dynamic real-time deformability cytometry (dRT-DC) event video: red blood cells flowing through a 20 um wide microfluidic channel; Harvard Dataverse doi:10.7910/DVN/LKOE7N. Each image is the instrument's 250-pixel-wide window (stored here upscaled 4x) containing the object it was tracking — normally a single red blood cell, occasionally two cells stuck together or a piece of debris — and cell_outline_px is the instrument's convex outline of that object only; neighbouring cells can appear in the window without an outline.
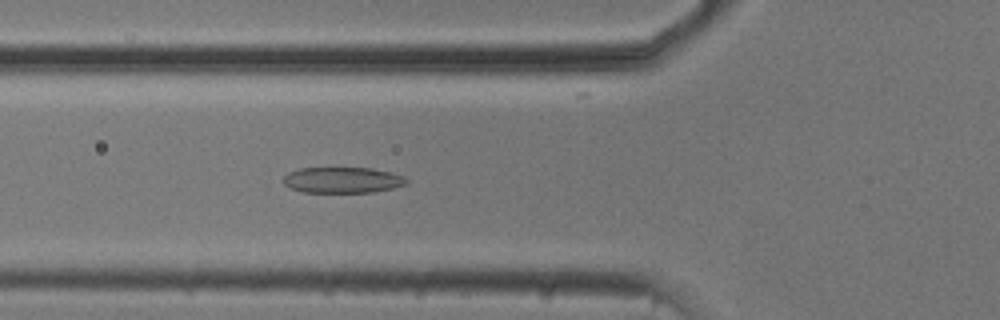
{"species": "common noctule bat (a hibernating species)", "species_latin": "Nyctalus noctula", "temperature_condition": "cold", "stored_images_in_passage": 53, "camera_frame_rate_fps": 3000, "um_per_image_px": 0.085, "animal": {"sex": "male", "body_mass_g": 20.5, "forearm_length_mm": 52.5}, "frame": {"image": 1, "passage_image": 19, "time_ms": 6.0, "image_size_px": [1000, 320], "cell_outline_px": [[408, 184], [392, 188], [372, 192], [300, 192], [288, 188], [284, 184], [284, 176], [288, 172], [300, 168], [372, 168], [392, 172], [404, 176], [408, 180]], "centroid_in_image_um": [29.11, 15.3], "position_along_channel_um": 96.7, "area_um2": 18.73}}
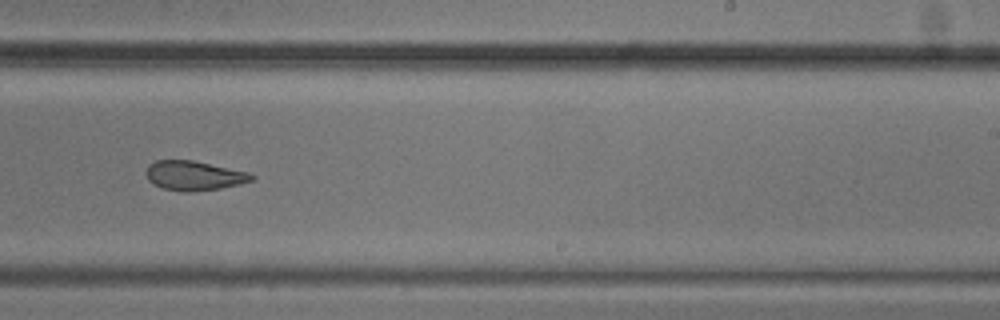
{"frame": {"image": 2, "passage_image": 33, "time_ms": 10.667, "image_size_px": [1000, 320], "cell_outline_px": [[256, 180], [240, 184], [220, 188], [188, 192], [184, 192], [164, 188], [152, 184], [148, 180], [144, 172], [148, 164], [156, 160], [192, 160], [248, 172], [256, 176]], "centroid_in_image_um": [16.48, 14.92], "position_along_channel_um": 272.5, "area_um2": 18.26}}
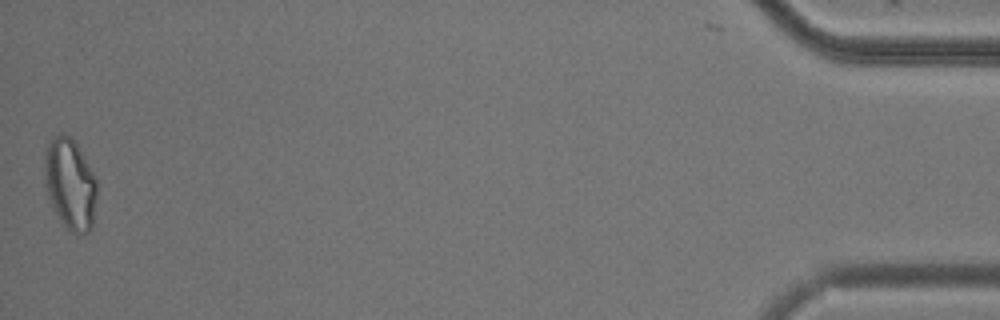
{"frame": {"image": 3, "passage_image": 53, "time_ms": 17.333, "image_size_px": [1000, 320], "cell_outline_px": [[96, 200], [92, 228], [88, 232], [76, 236], [64, 224], [52, 208], [48, 200], [44, 184], [44, 156], [48, 144], [60, 132], [72, 136], [92, 172], [96, 180]], "centroid_in_image_um": [5.94, 15.66], "position_along_channel_um": 429.3, "area_um2": 27.98}, "authors_computed_cell_mechanics": {"area_um2": 21.3282, "velocity_mm_per_s": 3.7571, "shape_relaxation_time_tau1_ms": 3.5213, "shape_relaxation_time_tau2_ms": 2.2167, "deformation_change_tau1": 0.1183, "deformation_change_tau2": 0.0967}}